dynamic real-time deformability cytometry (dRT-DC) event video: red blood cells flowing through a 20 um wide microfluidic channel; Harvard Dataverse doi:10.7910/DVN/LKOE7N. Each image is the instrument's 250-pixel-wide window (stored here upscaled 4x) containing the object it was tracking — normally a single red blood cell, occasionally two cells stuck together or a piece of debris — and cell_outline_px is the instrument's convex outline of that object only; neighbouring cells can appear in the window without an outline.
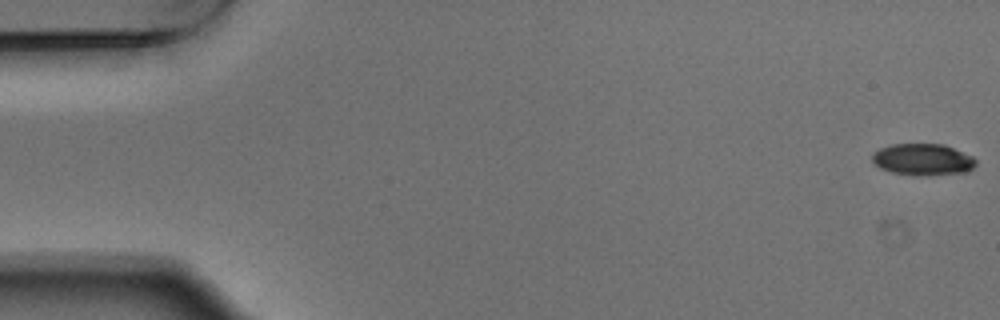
{"species": "Egyptian fruit bat (a non-hibernating species)", "species_latin": "Rousettus aegyptiacus", "temperature_condition": "warm", "stored_images_in_passage": 5, "camera_frame_rate_fps": 3000, "um_per_image_px": 0.085, "animal": {"sex": "male"}, "frame": {"image": 1, "passage_image": 1, "time_ms": 0.0, "image_size_px": [1000, 320], "cell_outline_px": [[976, 164], [972, 168], [964, 172], [928, 176], [916, 176], [892, 172], [880, 168], [872, 160], [872, 152], [880, 148], [892, 144], [944, 144], [972, 156], [976, 160]], "centroid_in_image_um": [78.43, 13.56], "position_along_channel_um": 6.6, "area_um2": 19.19}}
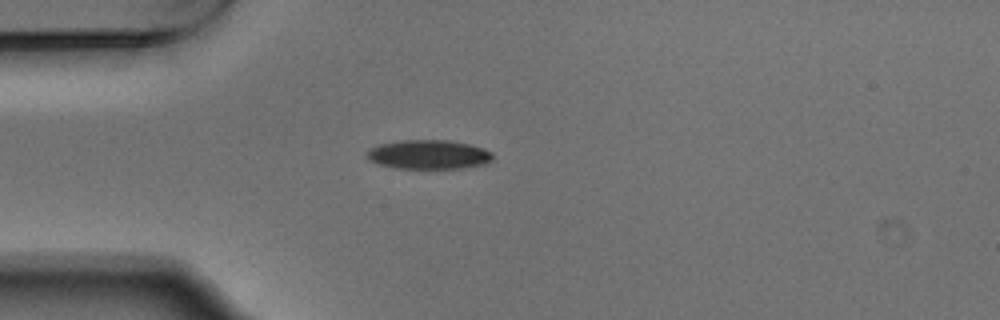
{"frame": {"image": 2, "passage_image": 5, "time_ms": 1.333, "image_size_px": [1000, 320], "cell_outline_px": [[492, 160], [484, 164], [464, 168], [396, 168], [380, 164], [368, 160], [368, 148], [380, 144], [400, 140], [448, 140], [468, 144], [484, 148], [492, 152]], "centroid_in_image_um": [36.44, 13.13], "position_along_channel_um": 48.6, "area_um2": 21.33}}